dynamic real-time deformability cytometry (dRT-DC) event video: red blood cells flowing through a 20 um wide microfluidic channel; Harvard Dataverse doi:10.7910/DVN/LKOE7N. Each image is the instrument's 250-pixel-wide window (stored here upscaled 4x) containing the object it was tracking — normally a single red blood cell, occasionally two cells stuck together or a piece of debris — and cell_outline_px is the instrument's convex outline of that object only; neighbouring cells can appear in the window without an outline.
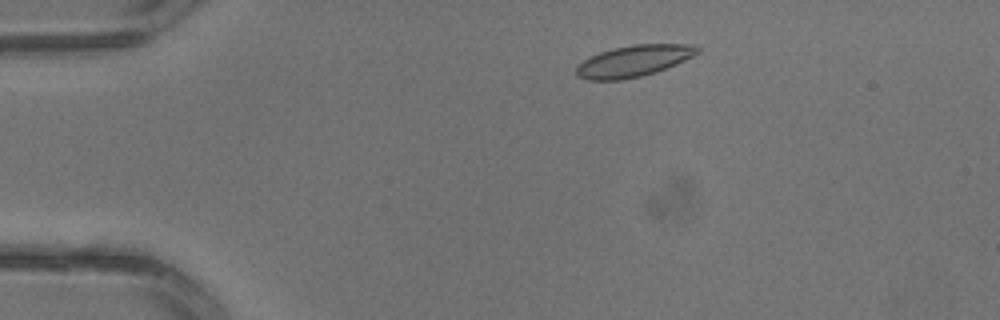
{"species": "common noctule bat (a hibernating species)", "species_latin": "Nyctalus noctula", "temperature_condition": "warm", "stored_images_in_passage": 2, "camera_frame_rate_fps": 3000, "um_per_image_px": 0.085, "animal": {"sex": "male", "body_mass_g": 13.3}, "frame": {"image": 1, "passage_image": 1, "time_ms": 0.0, "image_size_px": [1000, 320], "cell_outline_px": [[700, 52], [676, 64], [656, 72], [624, 80], [588, 80], [576, 76], [576, 68], [584, 60], [600, 52], [612, 48], [632, 44], [696, 44], [700, 48]], "centroid_in_image_um": [53.88, 5.18], "position_along_channel_um": 31.1, "area_um2": 22.2}}
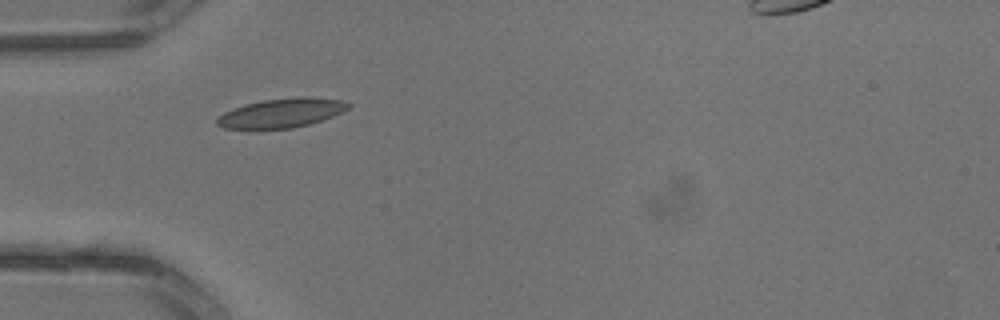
{"frame": {"image": 2, "passage_image": 2, "time_ms": 0.333, "image_size_px": [1000, 320], "cell_outline_px": [[352, 108], [332, 116], [308, 124], [292, 128], [256, 132], [252, 132], [224, 128], [216, 124], [216, 120], [224, 112], [248, 104], [264, 100], [300, 96], [308, 96], [340, 100], [352, 104]], "centroid_in_image_um": [23.89, 9.65], "position_along_channel_um": 61.1, "area_um2": 23.0}}